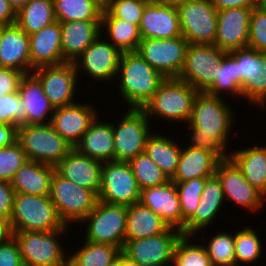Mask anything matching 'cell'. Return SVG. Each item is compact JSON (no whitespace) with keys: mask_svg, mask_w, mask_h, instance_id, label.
Segmentation results:
<instances>
[{"mask_svg":"<svg viewBox=\"0 0 266 266\" xmlns=\"http://www.w3.org/2000/svg\"><path fill=\"white\" fill-rule=\"evenodd\" d=\"M225 101L224 97L199 92L186 123L191 130V133H188L191 134L189 145L211 152L220 161L229 158L226 148L235 122L233 109Z\"/></svg>","mask_w":266,"mask_h":266,"instance_id":"obj_1","label":"cell"},{"mask_svg":"<svg viewBox=\"0 0 266 266\" xmlns=\"http://www.w3.org/2000/svg\"><path fill=\"white\" fill-rule=\"evenodd\" d=\"M117 78L122 100L136 109H143L166 80L137 51L121 53Z\"/></svg>","mask_w":266,"mask_h":266,"instance_id":"obj_2","label":"cell"},{"mask_svg":"<svg viewBox=\"0 0 266 266\" xmlns=\"http://www.w3.org/2000/svg\"><path fill=\"white\" fill-rule=\"evenodd\" d=\"M199 92L189 83L178 78H166L152 99L144 106L147 118L151 121L162 119L172 122H188L195 97ZM156 117V118H155Z\"/></svg>","mask_w":266,"mask_h":266,"instance_id":"obj_3","label":"cell"},{"mask_svg":"<svg viewBox=\"0 0 266 266\" xmlns=\"http://www.w3.org/2000/svg\"><path fill=\"white\" fill-rule=\"evenodd\" d=\"M9 221L12 232H47L60 230L66 226L49 196L29 194L14 195Z\"/></svg>","mask_w":266,"mask_h":266,"instance_id":"obj_4","label":"cell"},{"mask_svg":"<svg viewBox=\"0 0 266 266\" xmlns=\"http://www.w3.org/2000/svg\"><path fill=\"white\" fill-rule=\"evenodd\" d=\"M67 228L47 231H18L13 237L18 243L24 266H68V253L61 244ZM59 240V241H58ZM67 257V258H66Z\"/></svg>","mask_w":266,"mask_h":266,"instance_id":"obj_5","label":"cell"},{"mask_svg":"<svg viewBox=\"0 0 266 266\" xmlns=\"http://www.w3.org/2000/svg\"><path fill=\"white\" fill-rule=\"evenodd\" d=\"M17 141L28 160L56 166L73 147L48 124L17 127Z\"/></svg>","mask_w":266,"mask_h":266,"instance_id":"obj_6","label":"cell"},{"mask_svg":"<svg viewBox=\"0 0 266 266\" xmlns=\"http://www.w3.org/2000/svg\"><path fill=\"white\" fill-rule=\"evenodd\" d=\"M128 206L98 200L94 209L79 223L85 225L84 239L109 244L123 250L125 245Z\"/></svg>","mask_w":266,"mask_h":266,"instance_id":"obj_7","label":"cell"},{"mask_svg":"<svg viewBox=\"0 0 266 266\" xmlns=\"http://www.w3.org/2000/svg\"><path fill=\"white\" fill-rule=\"evenodd\" d=\"M50 200L65 225H77L96 206L98 195L61 176L56 170L51 179ZM72 223V224H71Z\"/></svg>","mask_w":266,"mask_h":266,"instance_id":"obj_8","label":"cell"},{"mask_svg":"<svg viewBox=\"0 0 266 266\" xmlns=\"http://www.w3.org/2000/svg\"><path fill=\"white\" fill-rule=\"evenodd\" d=\"M118 125L113 126L114 161L129 162L145 150L152 133L151 122L143 109L127 108ZM150 123V124H149Z\"/></svg>","mask_w":266,"mask_h":266,"instance_id":"obj_9","label":"cell"},{"mask_svg":"<svg viewBox=\"0 0 266 266\" xmlns=\"http://www.w3.org/2000/svg\"><path fill=\"white\" fill-rule=\"evenodd\" d=\"M228 52L214 44H189L179 78L198 92H206L214 83L217 65Z\"/></svg>","mask_w":266,"mask_h":266,"instance_id":"obj_10","label":"cell"},{"mask_svg":"<svg viewBox=\"0 0 266 266\" xmlns=\"http://www.w3.org/2000/svg\"><path fill=\"white\" fill-rule=\"evenodd\" d=\"M140 193L128 162H103L98 200L108 204L130 206L140 202Z\"/></svg>","mask_w":266,"mask_h":266,"instance_id":"obj_11","label":"cell"},{"mask_svg":"<svg viewBox=\"0 0 266 266\" xmlns=\"http://www.w3.org/2000/svg\"><path fill=\"white\" fill-rule=\"evenodd\" d=\"M182 36L189 44H214L217 10L210 0H192L177 5Z\"/></svg>","mask_w":266,"mask_h":266,"instance_id":"obj_12","label":"cell"},{"mask_svg":"<svg viewBox=\"0 0 266 266\" xmlns=\"http://www.w3.org/2000/svg\"><path fill=\"white\" fill-rule=\"evenodd\" d=\"M189 43L183 37L142 38L137 52L165 78H179Z\"/></svg>","mask_w":266,"mask_h":266,"instance_id":"obj_13","label":"cell"},{"mask_svg":"<svg viewBox=\"0 0 266 266\" xmlns=\"http://www.w3.org/2000/svg\"><path fill=\"white\" fill-rule=\"evenodd\" d=\"M181 230L169 227L164 233L125 241L123 252L140 266H170Z\"/></svg>","mask_w":266,"mask_h":266,"instance_id":"obj_14","label":"cell"},{"mask_svg":"<svg viewBox=\"0 0 266 266\" xmlns=\"http://www.w3.org/2000/svg\"><path fill=\"white\" fill-rule=\"evenodd\" d=\"M31 73L40 81L54 108L76 103L74 99L79 77L74 62L38 67Z\"/></svg>","mask_w":266,"mask_h":266,"instance_id":"obj_15","label":"cell"},{"mask_svg":"<svg viewBox=\"0 0 266 266\" xmlns=\"http://www.w3.org/2000/svg\"><path fill=\"white\" fill-rule=\"evenodd\" d=\"M103 36L99 35L74 61L79 77L81 70L100 83L117 77L121 52Z\"/></svg>","mask_w":266,"mask_h":266,"instance_id":"obj_16","label":"cell"},{"mask_svg":"<svg viewBox=\"0 0 266 266\" xmlns=\"http://www.w3.org/2000/svg\"><path fill=\"white\" fill-rule=\"evenodd\" d=\"M215 175L222 184L225 201H233L250 212L260 211L263 207L265 197L246 180L230 158L218 163Z\"/></svg>","mask_w":266,"mask_h":266,"instance_id":"obj_17","label":"cell"},{"mask_svg":"<svg viewBox=\"0 0 266 266\" xmlns=\"http://www.w3.org/2000/svg\"><path fill=\"white\" fill-rule=\"evenodd\" d=\"M252 9L237 7L217 11V33L214 45L226 52L248 47Z\"/></svg>","mask_w":266,"mask_h":266,"instance_id":"obj_18","label":"cell"},{"mask_svg":"<svg viewBox=\"0 0 266 266\" xmlns=\"http://www.w3.org/2000/svg\"><path fill=\"white\" fill-rule=\"evenodd\" d=\"M79 102L55 108L50 121L55 131L73 148L99 115L95 105Z\"/></svg>","mask_w":266,"mask_h":266,"instance_id":"obj_19","label":"cell"},{"mask_svg":"<svg viewBox=\"0 0 266 266\" xmlns=\"http://www.w3.org/2000/svg\"><path fill=\"white\" fill-rule=\"evenodd\" d=\"M142 38L171 39L182 36L176 5L150 1L139 24Z\"/></svg>","mask_w":266,"mask_h":266,"instance_id":"obj_20","label":"cell"},{"mask_svg":"<svg viewBox=\"0 0 266 266\" xmlns=\"http://www.w3.org/2000/svg\"><path fill=\"white\" fill-rule=\"evenodd\" d=\"M222 184L216 175L205 181L200 203L194 214L185 222L182 235L196 236L212 225L224 202ZM198 232V233H197Z\"/></svg>","mask_w":266,"mask_h":266,"instance_id":"obj_21","label":"cell"},{"mask_svg":"<svg viewBox=\"0 0 266 266\" xmlns=\"http://www.w3.org/2000/svg\"><path fill=\"white\" fill-rule=\"evenodd\" d=\"M102 164V161L80 154L73 148L55 168L64 178L98 195Z\"/></svg>","mask_w":266,"mask_h":266,"instance_id":"obj_22","label":"cell"},{"mask_svg":"<svg viewBox=\"0 0 266 266\" xmlns=\"http://www.w3.org/2000/svg\"><path fill=\"white\" fill-rule=\"evenodd\" d=\"M140 202L159 215L169 227L182 230L180 201L173 181L141 190Z\"/></svg>","mask_w":266,"mask_h":266,"instance_id":"obj_23","label":"cell"},{"mask_svg":"<svg viewBox=\"0 0 266 266\" xmlns=\"http://www.w3.org/2000/svg\"><path fill=\"white\" fill-rule=\"evenodd\" d=\"M0 67L31 73L29 35L16 23L1 25Z\"/></svg>","mask_w":266,"mask_h":266,"instance_id":"obj_24","label":"cell"},{"mask_svg":"<svg viewBox=\"0 0 266 266\" xmlns=\"http://www.w3.org/2000/svg\"><path fill=\"white\" fill-rule=\"evenodd\" d=\"M31 72L38 67L65 63L61 50V23H54L29 35Z\"/></svg>","mask_w":266,"mask_h":266,"instance_id":"obj_25","label":"cell"},{"mask_svg":"<svg viewBox=\"0 0 266 266\" xmlns=\"http://www.w3.org/2000/svg\"><path fill=\"white\" fill-rule=\"evenodd\" d=\"M61 23V50L66 62H74L101 35V21Z\"/></svg>","mask_w":266,"mask_h":266,"instance_id":"obj_26","label":"cell"},{"mask_svg":"<svg viewBox=\"0 0 266 266\" xmlns=\"http://www.w3.org/2000/svg\"><path fill=\"white\" fill-rule=\"evenodd\" d=\"M18 92L22 103L26 106L27 125L50 123L55 108L45 95L40 81L32 73L22 77Z\"/></svg>","mask_w":266,"mask_h":266,"instance_id":"obj_27","label":"cell"},{"mask_svg":"<svg viewBox=\"0 0 266 266\" xmlns=\"http://www.w3.org/2000/svg\"><path fill=\"white\" fill-rule=\"evenodd\" d=\"M55 166L27 160L10 181L15 194L49 196Z\"/></svg>","mask_w":266,"mask_h":266,"instance_id":"obj_28","label":"cell"},{"mask_svg":"<svg viewBox=\"0 0 266 266\" xmlns=\"http://www.w3.org/2000/svg\"><path fill=\"white\" fill-rule=\"evenodd\" d=\"M98 115L74 147L80 154L102 162L114 160V136L111 122L100 121Z\"/></svg>","mask_w":266,"mask_h":266,"instance_id":"obj_29","label":"cell"},{"mask_svg":"<svg viewBox=\"0 0 266 266\" xmlns=\"http://www.w3.org/2000/svg\"><path fill=\"white\" fill-rule=\"evenodd\" d=\"M186 145L182 148L177 170L170 180L185 182L194 178L214 176L220 160L211 152Z\"/></svg>","mask_w":266,"mask_h":266,"instance_id":"obj_30","label":"cell"},{"mask_svg":"<svg viewBox=\"0 0 266 266\" xmlns=\"http://www.w3.org/2000/svg\"><path fill=\"white\" fill-rule=\"evenodd\" d=\"M229 158L246 180L266 198V146L233 150V153H229Z\"/></svg>","mask_w":266,"mask_h":266,"instance_id":"obj_31","label":"cell"},{"mask_svg":"<svg viewBox=\"0 0 266 266\" xmlns=\"http://www.w3.org/2000/svg\"><path fill=\"white\" fill-rule=\"evenodd\" d=\"M168 228L159 215L141 202L128 206L125 241L156 236Z\"/></svg>","mask_w":266,"mask_h":266,"instance_id":"obj_32","label":"cell"},{"mask_svg":"<svg viewBox=\"0 0 266 266\" xmlns=\"http://www.w3.org/2000/svg\"><path fill=\"white\" fill-rule=\"evenodd\" d=\"M104 31L107 32L106 40L121 53L137 51L142 39L139 26L114 18L105 8L101 16V34Z\"/></svg>","mask_w":266,"mask_h":266,"instance_id":"obj_33","label":"cell"},{"mask_svg":"<svg viewBox=\"0 0 266 266\" xmlns=\"http://www.w3.org/2000/svg\"><path fill=\"white\" fill-rule=\"evenodd\" d=\"M171 137L151 133L146 140L144 152L171 179L178 166L182 147Z\"/></svg>","mask_w":266,"mask_h":266,"instance_id":"obj_34","label":"cell"},{"mask_svg":"<svg viewBox=\"0 0 266 266\" xmlns=\"http://www.w3.org/2000/svg\"><path fill=\"white\" fill-rule=\"evenodd\" d=\"M55 21L54 0H30L17 11L16 16V24L28 35Z\"/></svg>","mask_w":266,"mask_h":266,"instance_id":"obj_35","label":"cell"},{"mask_svg":"<svg viewBox=\"0 0 266 266\" xmlns=\"http://www.w3.org/2000/svg\"><path fill=\"white\" fill-rule=\"evenodd\" d=\"M54 9L59 22L101 21L104 3L101 0H54Z\"/></svg>","mask_w":266,"mask_h":266,"instance_id":"obj_36","label":"cell"},{"mask_svg":"<svg viewBox=\"0 0 266 266\" xmlns=\"http://www.w3.org/2000/svg\"><path fill=\"white\" fill-rule=\"evenodd\" d=\"M85 242V243H84ZM78 251L68 255V266H110L122 251L109 245L84 241Z\"/></svg>","mask_w":266,"mask_h":266,"instance_id":"obj_37","label":"cell"},{"mask_svg":"<svg viewBox=\"0 0 266 266\" xmlns=\"http://www.w3.org/2000/svg\"><path fill=\"white\" fill-rule=\"evenodd\" d=\"M241 77L237 70V61L227 53L221 64L217 65L216 78L213 85L205 92L211 96L223 97L222 94L241 98ZM225 92V93H224Z\"/></svg>","mask_w":266,"mask_h":266,"instance_id":"obj_38","label":"cell"},{"mask_svg":"<svg viewBox=\"0 0 266 266\" xmlns=\"http://www.w3.org/2000/svg\"><path fill=\"white\" fill-rule=\"evenodd\" d=\"M128 163L132 168L140 191L162 185L170 180L145 152L137 155Z\"/></svg>","mask_w":266,"mask_h":266,"instance_id":"obj_39","label":"cell"},{"mask_svg":"<svg viewBox=\"0 0 266 266\" xmlns=\"http://www.w3.org/2000/svg\"><path fill=\"white\" fill-rule=\"evenodd\" d=\"M234 235L222 231L203 244L212 266H236Z\"/></svg>","mask_w":266,"mask_h":266,"instance_id":"obj_40","label":"cell"},{"mask_svg":"<svg viewBox=\"0 0 266 266\" xmlns=\"http://www.w3.org/2000/svg\"><path fill=\"white\" fill-rule=\"evenodd\" d=\"M235 259L239 264H252L261 258L263 249L258 233L252 227H244L235 233ZM241 262V263H240Z\"/></svg>","mask_w":266,"mask_h":266,"instance_id":"obj_41","label":"cell"},{"mask_svg":"<svg viewBox=\"0 0 266 266\" xmlns=\"http://www.w3.org/2000/svg\"><path fill=\"white\" fill-rule=\"evenodd\" d=\"M190 238V235H182L177 241L172 266H212L203 244H194Z\"/></svg>","mask_w":266,"mask_h":266,"instance_id":"obj_42","label":"cell"},{"mask_svg":"<svg viewBox=\"0 0 266 266\" xmlns=\"http://www.w3.org/2000/svg\"><path fill=\"white\" fill-rule=\"evenodd\" d=\"M208 178H194L185 182H174L182 212V229L185 222L194 214L200 203V197Z\"/></svg>","mask_w":266,"mask_h":266,"instance_id":"obj_43","label":"cell"},{"mask_svg":"<svg viewBox=\"0 0 266 266\" xmlns=\"http://www.w3.org/2000/svg\"><path fill=\"white\" fill-rule=\"evenodd\" d=\"M241 98H246L244 101L248 100L257 107L266 108V53L258 52L257 74L242 88Z\"/></svg>","mask_w":266,"mask_h":266,"instance_id":"obj_44","label":"cell"},{"mask_svg":"<svg viewBox=\"0 0 266 266\" xmlns=\"http://www.w3.org/2000/svg\"><path fill=\"white\" fill-rule=\"evenodd\" d=\"M147 0H105L104 8L114 17L139 26Z\"/></svg>","mask_w":266,"mask_h":266,"instance_id":"obj_45","label":"cell"},{"mask_svg":"<svg viewBox=\"0 0 266 266\" xmlns=\"http://www.w3.org/2000/svg\"><path fill=\"white\" fill-rule=\"evenodd\" d=\"M25 108L18 91L0 96V124L26 125Z\"/></svg>","mask_w":266,"mask_h":266,"instance_id":"obj_46","label":"cell"},{"mask_svg":"<svg viewBox=\"0 0 266 266\" xmlns=\"http://www.w3.org/2000/svg\"><path fill=\"white\" fill-rule=\"evenodd\" d=\"M21 144L0 147V181H11L16 171L27 161Z\"/></svg>","mask_w":266,"mask_h":266,"instance_id":"obj_47","label":"cell"},{"mask_svg":"<svg viewBox=\"0 0 266 266\" xmlns=\"http://www.w3.org/2000/svg\"><path fill=\"white\" fill-rule=\"evenodd\" d=\"M228 53L237 61V70L241 77V85L243 88L257 74L258 51L246 47Z\"/></svg>","mask_w":266,"mask_h":266,"instance_id":"obj_48","label":"cell"},{"mask_svg":"<svg viewBox=\"0 0 266 266\" xmlns=\"http://www.w3.org/2000/svg\"><path fill=\"white\" fill-rule=\"evenodd\" d=\"M248 47L266 53V11L258 6L251 11Z\"/></svg>","mask_w":266,"mask_h":266,"instance_id":"obj_49","label":"cell"},{"mask_svg":"<svg viewBox=\"0 0 266 266\" xmlns=\"http://www.w3.org/2000/svg\"><path fill=\"white\" fill-rule=\"evenodd\" d=\"M0 266H24L18 243L14 237L0 243Z\"/></svg>","mask_w":266,"mask_h":266,"instance_id":"obj_50","label":"cell"},{"mask_svg":"<svg viewBox=\"0 0 266 266\" xmlns=\"http://www.w3.org/2000/svg\"><path fill=\"white\" fill-rule=\"evenodd\" d=\"M25 74L19 70L0 67V96L17 92L22 77Z\"/></svg>","mask_w":266,"mask_h":266,"instance_id":"obj_51","label":"cell"},{"mask_svg":"<svg viewBox=\"0 0 266 266\" xmlns=\"http://www.w3.org/2000/svg\"><path fill=\"white\" fill-rule=\"evenodd\" d=\"M15 191L9 181H0V219L9 221Z\"/></svg>","mask_w":266,"mask_h":266,"instance_id":"obj_52","label":"cell"},{"mask_svg":"<svg viewBox=\"0 0 266 266\" xmlns=\"http://www.w3.org/2000/svg\"><path fill=\"white\" fill-rule=\"evenodd\" d=\"M217 11L229 8H255L257 0H210Z\"/></svg>","mask_w":266,"mask_h":266,"instance_id":"obj_53","label":"cell"},{"mask_svg":"<svg viewBox=\"0 0 266 266\" xmlns=\"http://www.w3.org/2000/svg\"><path fill=\"white\" fill-rule=\"evenodd\" d=\"M17 11L8 0H0V25L16 23Z\"/></svg>","mask_w":266,"mask_h":266,"instance_id":"obj_54","label":"cell"},{"mask_svg":"<svg viewBox=\"0 0 266 266\" xmlns=\"http://www.w3.org/2000/svg\"><path fill=\"white\" fill-rule=\"evenodd\" d=\"M17 141V127L10 124H0V147L10 146Z\"/></svg>","mask_w":266,"mask_h":266,"instance_id":"obj_55","label":"cell"},{"mask_svg":"<svg viewBox=\"0 0 266 266\" xmlns=\"http://www.w3.org/2000/svg\"><path fill=\"white\" fill-rule=\"evenodd\" d=\"M13 237L10 221L0 219V243L8 241Z\"/></svg>","mask_w":266,"mask_h":266,"instance_id":"obj_56","label":"cell"},{"mask_svg":"<svg viewBox=\"0 0 266 266\" xmlns=\"http://www.w3.org/2000/svg\"><path fill=\"white\" fill-rule=\"evenodd\" d=\"M110 266H140L135 260L128 257L123 251L120 252L118 259Z\"/></svg>","mask_w":266,"mask_h":266,"instance_id":"obj_57","label":"cell"},{"mask_svg":"<svg viewBox=\"0 0 266 266\" xmlns=\"http://www.w3.org/2000/svg\"><path fill=\"white\" fill-rule=\"evenodd\" d=\"M13 8L18 11L23 6H25L30 0H8Z\"/></svg>","mask_w":266,"mask_h":266,"instance_id":"obj_58","label":"cell"},{"mask_svg":"<svg viewBox=\"0 0 266 266\" xmlns=\"http://www.w3.org/2000/svg\"><path fill=\"white\" fill-rule=\"evenodd\" d=\"M187 1H192V0H158V2L170 3L176 6L182 2H187Z\"/></svg>","mask_w":266,"mask_h":266,"instance_id":"obj_59","label":"cell"},{"mask_svg":"<svg viewBox=\"0 0 266 266\" xmlns=\"http://www.w3.org/2000/svg\"><path fill=\"white\" fill-rule=\"evenodd\" d=\"M257 6L263 11H266V0H257Z\"/></svg>","mask_w":266,"mask_h":266,"instance_id":"obj_60","label":"cell"}]
</instances>
